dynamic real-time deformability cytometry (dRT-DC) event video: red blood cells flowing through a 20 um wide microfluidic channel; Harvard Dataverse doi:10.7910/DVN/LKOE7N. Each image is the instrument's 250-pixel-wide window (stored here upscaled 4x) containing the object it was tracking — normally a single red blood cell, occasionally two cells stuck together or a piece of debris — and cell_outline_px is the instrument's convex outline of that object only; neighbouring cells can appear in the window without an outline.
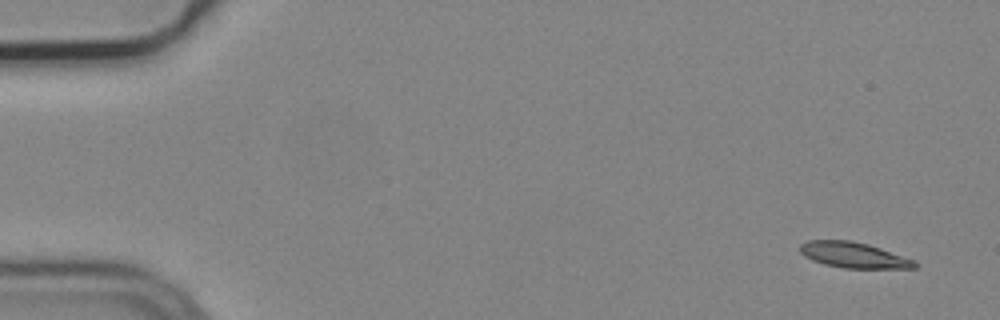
{"species": "common noctule bat (a hibernating species)", "species_latin": "Nyctalus noctula", "temperature_condition": "cold", "stored_images_in_passage": 4, "segment_of_instrument_passage": [2, 2], "camera_frame_rate_fps": 3000, "um_per_image_px": 0.085, "animal": {"sex": "male", "body_mass_g": 19.2, "forearm_length_mm": 51.8}, "frame": {"image": 1, "passage_image": 4, "time_ms": 1.0, "image_size_px": [1000, 320], "cell_outline_px": [[920, 264], [916, 268], [844, 268], [824, 264], [812, 260], [804, 256], [800, 252], [800, 244], [808, 240], [852, 240], [868, 244], [916, 260]], "centroid_in_image_um": [72.58, 21.68], "position_along_channel_um": 12.4, "area_um2": 17.28}}